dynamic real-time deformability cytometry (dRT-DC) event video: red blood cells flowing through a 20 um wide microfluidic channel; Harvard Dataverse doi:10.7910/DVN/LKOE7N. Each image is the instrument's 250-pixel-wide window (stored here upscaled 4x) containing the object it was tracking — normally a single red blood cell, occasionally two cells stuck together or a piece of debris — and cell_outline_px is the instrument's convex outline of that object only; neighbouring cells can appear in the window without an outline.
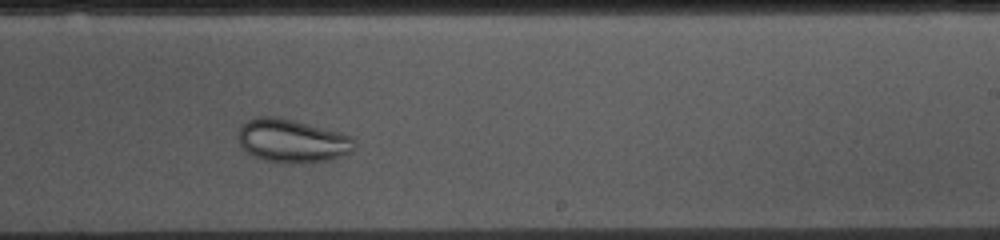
{"species": "common noctule bat (a hibernating species)", "species_latin": "Nyctalus noctula", "temperature_condition": "cold", "stored_images_in_passage": 37, "camera_frame_rate_fps": 3000, "um_per_image_px": 0.085, "animal": {"sex": "female", "body_mass_g": 10.0, "forearm_length_mm": 53.1}, "frame": {"image": 1, "passage_image": 25, "time_ms": 8.0, "image_size_px": [1000, 240], "cell_outline_px": [[356, 144], [352, 152], [328, 160], [296, 164], [284, 164], [264, 160], [252, 156], [244, 152], [236, 136], [240, 128], [248, 120], [256, 116], [276, 116], [340, 132], [352, 136]], "centroid_in_image_um": [24.8, 11.99], "position_along_channel_um": 264.2, "area_um2": 29.77}}
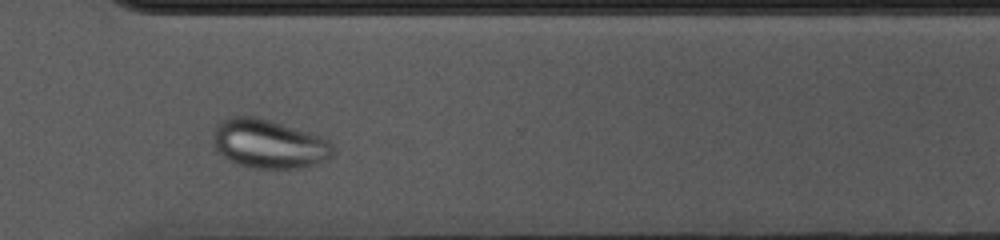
{"frame": {"image": 2, "passage_image": 32, "time_ms": 10.333, "image_size_px": [1000, 240], "cell_outline_px": [[332, 156], [328, 160], [300, 168], [256, 168], [240, 164], [224, 156], [212, 144], [212, 136], [216, 124], [220, 120], [228, 116], [256, 116], [324, 136], [332, 144]], "centroid_in_image_um": [22.85, 12.2], "position_along_channel_um": 347.7, "area_um2": 34.28}}
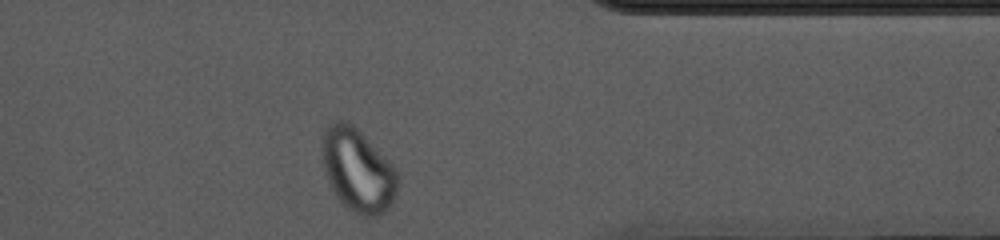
{"frame": {"image": 3, "passage_image": 36, "time_ms": 11.667, "image_size_px": [1000, 240], "cell_outline_px": [[400, 180], [396, 192], [388, 208], [384, 212], [376, 216], [364, 216], [352, 212], [340, 200], [332, 188], [328, 180], [324, 168], [320, 148], [320, 136], [324, 128], [332, 120], [344, 120], [352, 124], [396, 168]], "centroid_in_image_um": [30.38, 14.43], "position_along_channel_um": 381.0, "area_um2": 36.76}}